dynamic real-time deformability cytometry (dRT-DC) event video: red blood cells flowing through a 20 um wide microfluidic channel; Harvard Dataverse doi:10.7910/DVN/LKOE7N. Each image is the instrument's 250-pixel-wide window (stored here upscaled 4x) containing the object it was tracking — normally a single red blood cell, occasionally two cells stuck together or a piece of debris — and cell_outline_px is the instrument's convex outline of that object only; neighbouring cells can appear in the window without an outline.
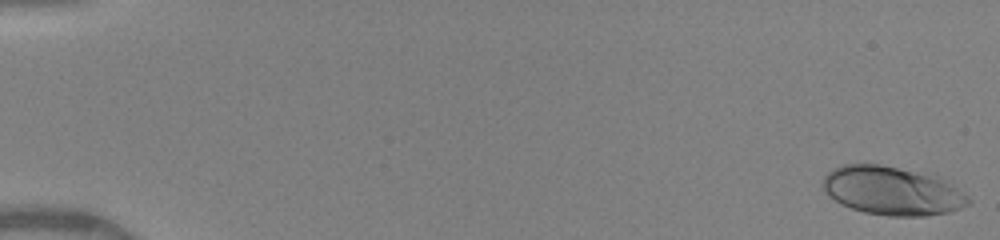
{"species": "human", "species_latin": "Homo sapiens", "temperature_condition": "warm", "stored_images_in_passage": 10, "camera_frame_rate_fps": 3000, "um_per_image_px": 0.085, "donor": {"sex": "female"}, "frame": {"image": 1, "passage_image": 1, "time_ms": 0.0, "image_size_px": [1000, 240], "cell_outline_px": [[972, 200], [968, 204], [960, 208], [948, 212], [924, 216], [888, 216], [864, 212], [840, 204], [828, 196], [820, 184], [824, 176], [828, 172], [844, 164], [880, 164], [940, 176], [968, 196]], "centroid_in_image_um": [75.82, 16.22], "position_along_channel_um": 9.2, "area_um2": 41.38}}